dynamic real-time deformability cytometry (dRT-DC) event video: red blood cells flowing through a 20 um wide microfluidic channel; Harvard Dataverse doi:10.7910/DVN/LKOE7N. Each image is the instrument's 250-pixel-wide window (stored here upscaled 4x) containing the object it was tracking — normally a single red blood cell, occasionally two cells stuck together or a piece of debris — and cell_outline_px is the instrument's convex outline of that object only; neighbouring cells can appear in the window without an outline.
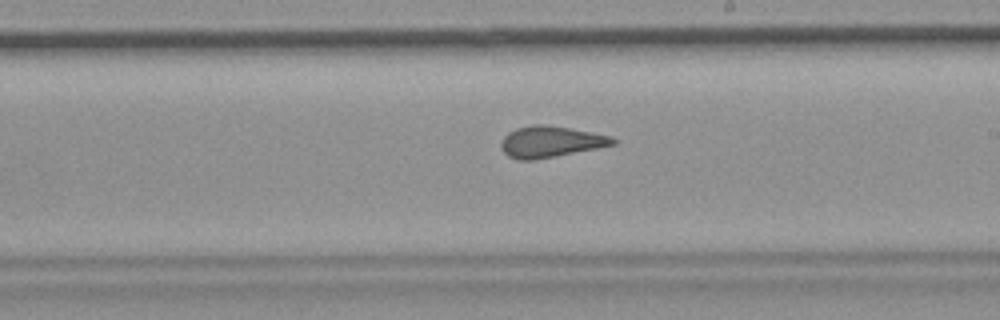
{"species": "common noctule bat (a hibernating species)", "species_latin": "Nyctalus noctula", "temperature_condition": "room temperature", "stored_images_in_passage": 28, "camera_frame_rate_fps": 3000, "um_per_image_px": 0.085, "animal": {"sex": "female", "body_mass_g": 19.9}, "frame": {"image": 1, "passage_image": 16, "time_ms": 5.0, "image_size_px": [1000, 320], "cell_outline_px": [[616, 144], [536, 160], [516, 160], [508, 156], [504, 152], [500, 144], [500, 140], [508, 132], [516, 128], [532, 124], [544, 124], [568, 128], [612, 136], [616, 140]], "centroid_in_image_um": [46.75, 12.05], "position_along_channel_um": 242.2, "area_um2": 20.35}}
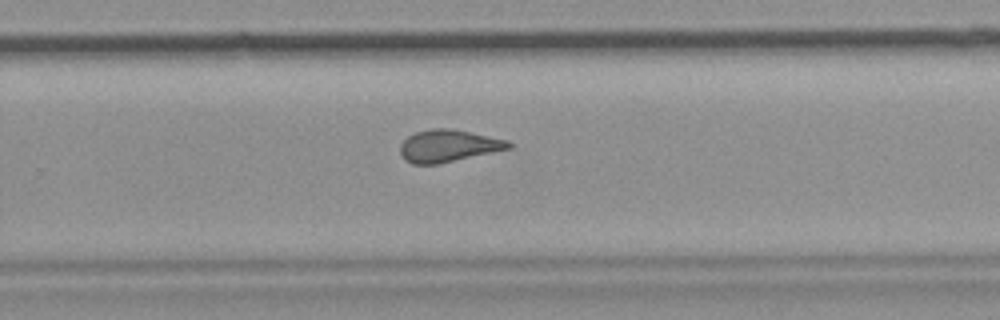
{"frame": {"image": 2, "passage_image": 20, "time_ms": 6.333, "image_size_px": [1000, 320], "cell_outline_px": [[512, 148], [436, 164], [412, 164], [404, 160], [400, 152], [400, 144], [408, 136], [416, 132], [432, 128], [452, 128], [508, 140], [512, 144]], "centroid_in_image_um": [38.09, 12.39], "position_along_channel_um": 291.7, "area_um2": 20.29}}